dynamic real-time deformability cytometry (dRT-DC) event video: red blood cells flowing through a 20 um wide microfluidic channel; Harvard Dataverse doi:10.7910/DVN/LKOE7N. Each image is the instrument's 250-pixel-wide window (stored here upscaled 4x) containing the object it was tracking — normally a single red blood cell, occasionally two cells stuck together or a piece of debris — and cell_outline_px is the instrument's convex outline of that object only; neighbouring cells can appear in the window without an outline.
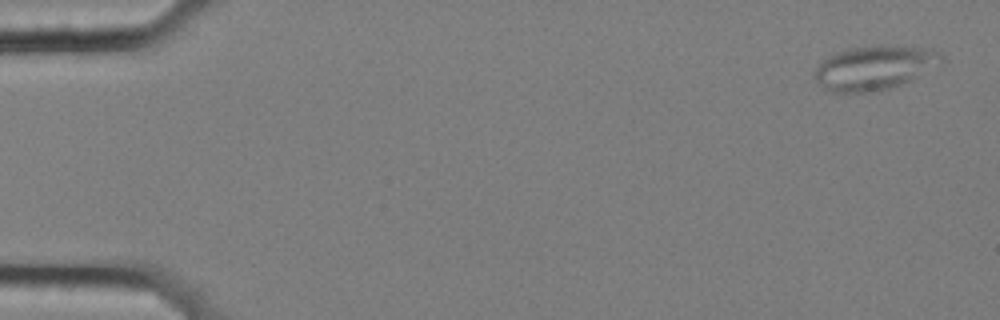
{"species": "common noctule bat (a hibernating species)", "species_latin": "Nyctalus noctula", "temperature_condition": "cold", "stored_images_in_passage": 7, "camera_frame_rate_fps": 3000, "um_per_image_px": 0.085, "animal": {"sex": "female", "body_mass_g": 25.1}, "frame": {"image": 1, "passage_image": 2, "time_ms": 0.333, "image_size_px": [1000, 320], "cell_outline_px": [[948, 60], [900, 84], [880, 92], [832, 92], [824, 88], [812, 76], [816, 68], [832, 52], [848, 48], [932, 48], [940, 52]], "centroid_in_image_um": [74.3, 5.79], "position_along_channel_um": 10.7, "area_um2": 31.85}}